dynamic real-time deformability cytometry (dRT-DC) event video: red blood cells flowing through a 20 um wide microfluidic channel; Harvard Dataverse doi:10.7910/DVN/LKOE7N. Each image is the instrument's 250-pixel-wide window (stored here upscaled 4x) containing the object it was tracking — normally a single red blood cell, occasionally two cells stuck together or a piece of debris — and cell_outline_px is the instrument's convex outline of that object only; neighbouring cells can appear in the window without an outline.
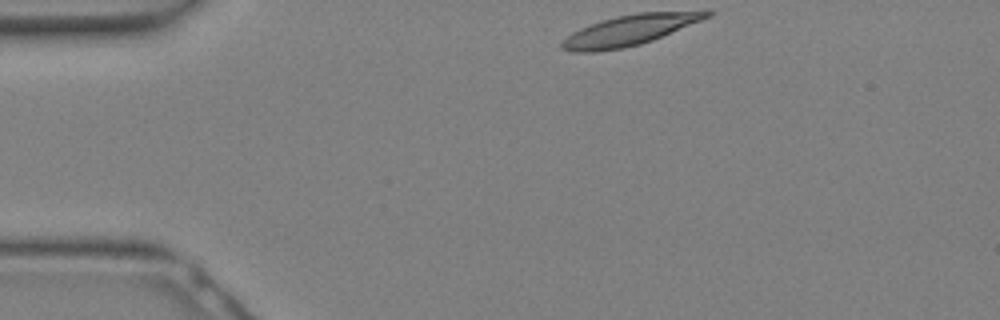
{"species": "Egyptian fruit bat (a non-hibernating species)", "species_latin": "Rousettus aegyptiacus", "temperature_condition": "warm", "stored_images_in_passage": 12, "camera_frame_rate_fps": 3000, "um_per_image_px": 0.085, "animal": {"sex": "female"}, "frame": {"image": 1, "passage_image": 1, "time_ms": 0.0, "image_size_px": [1000, 320], "cell_outline_px": [[712, 16], [652, 40], [640, 44], [620, 48], [596, 52], [572, 52], [560, 48], [560, 44], [572, 32], [588, 24], [616, 16], [640, 12], [712, 12]], "centroid_in_image_um": [53.43, 2.58], "position_along_channel_um": 31.6, "area_um2": 25.2}}
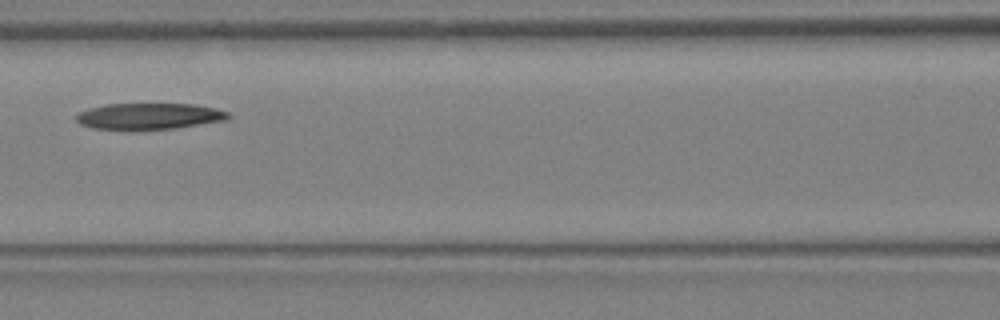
{"frame": {"image": 2, "passage_image": 9, "time_ms": 2.667, "image_size_px": [1000, 320], "cell_outline_px": [[232, 116], [228, 120], [176, 128], [124, 132], [92, 128], [80, 124], [76, 120], [76, 112], [88, 108], [104, 104], [196, 104], [216, 108], [228, 112]], "centroid_in_image_um": [12.63, 9.91], "position_along_channel_um": 154.0, "area_um2": 24.28}}
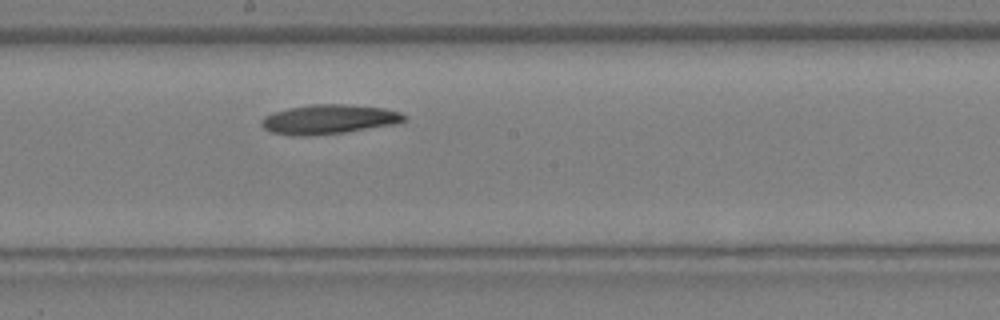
{"frame": {"image": 3, "passage_image": 12, "time_ms": 3.667, "image_size_px": [1000, 320], "cell_outline_px": [[408, 120], [396, 124], [344, 132], [308, 136], [292, 136], [272, 132], [264, 128], [260, 124], [260, 120], [264, 116], [272, 112], [288, 108], [308, 104], [352, 104], [384, 108], [400, 112], [408, 116]], "centroid_in_image_um": [27.96, 10.13], "position_along_channel_um": 220.2, "area_um2": 24.85}}